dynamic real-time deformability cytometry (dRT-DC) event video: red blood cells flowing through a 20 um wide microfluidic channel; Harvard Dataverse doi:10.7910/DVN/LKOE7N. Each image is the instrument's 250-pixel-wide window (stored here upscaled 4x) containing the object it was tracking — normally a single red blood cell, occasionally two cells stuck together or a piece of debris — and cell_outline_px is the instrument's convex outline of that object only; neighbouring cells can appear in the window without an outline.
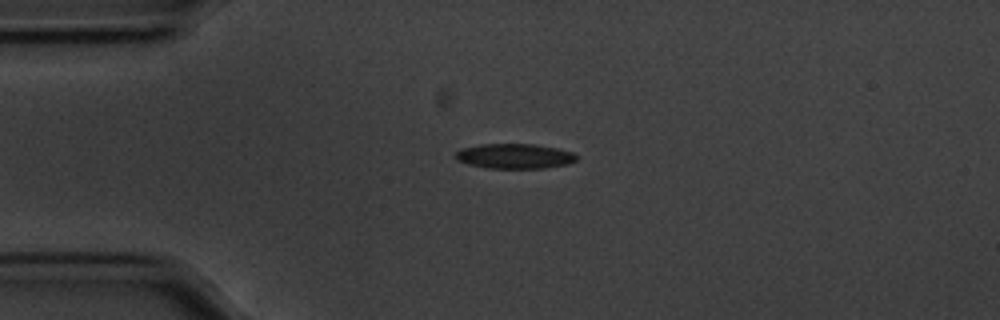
{"species": "common noctule bat (a hibernating species)", "species_latin": "Nyctalus noctula", "temperature_condition": "cold", "stored_images_in_passage": 44, "camera_frame_rate_fps": 3000, "um_per_image_px": 0.085, "animal": {"sex": "male", "body_mass_g": 20.1, "forearm_length_mm": 53.5}, "frame": {"image": 1, "passage_image": 1, "time_ms": 0.0, "image_size_px": [1000, 320], "cell_outline_px": [[576, 160], [568, 164], [544, 168], [488, 168], [468, 164], [456, 160], [456, 152], [460, 148], [480, 144], [536, 144], [560, 148], [572, 152], [576, 156]], "centroid_in_image_um": [43.74, 13.26], "position_along_channel_um": 41.3, "area_um2": 17.69}}
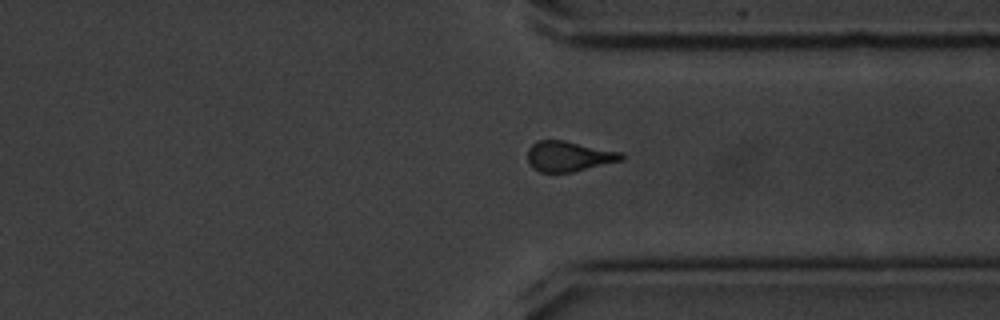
{"frame": {"image": 2, "passage_image": 30, "time_ms": 9.667, "image_size_px": [1000, 320], "cell_outline_px": [[624, 160], [572, 172], [540, 172], [532, 168], [528, 164], [528, 148], [536, 140], [564, 140], [620, 152], [624, 156]], "centroid_in_image_um": [48.31, 13.28], "position_along_channel_um": 363.1, "area_um2": 16.59}}
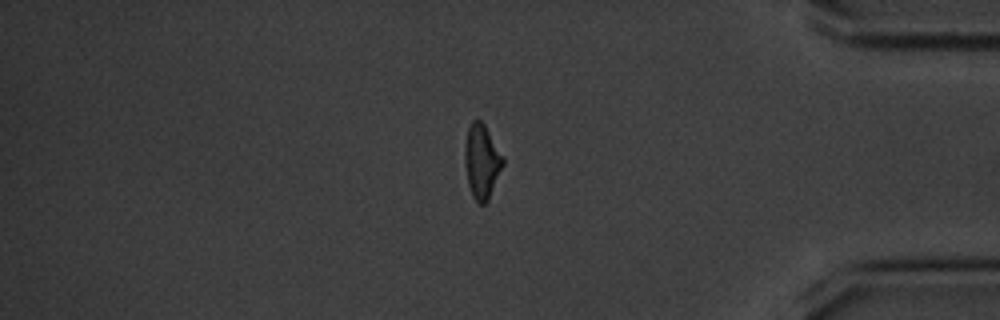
{"frame": {"image": 3, "passage_image": 35, "time_ms": 11.333, "image_size_px": [1000, 320], "cell_outline_px": [[504, 164], [488, 200], [484, 204], [480, 204], [472, 196], [468, 184], [464, 160], [464, 148], [468, 128], [472, 120], [480, 120], [484, 124], [504, 156]], "centroid_in_image_um": [40.95, 13.71], "position_along_channel_um": 394.2, "area_um2": 16.53}, "authors_computed_cell_mechanics": {"area_um2": 16.8776, "velocity_mm_per_s": 3.5549, "shape_relaxation_time_tau1_ms": 3.3638, "shape_relaxation_time_tau2_ms": 6.7844, "deformation_change_tau1": 0.1093, "deformation_change_tau2": 0.1489}}